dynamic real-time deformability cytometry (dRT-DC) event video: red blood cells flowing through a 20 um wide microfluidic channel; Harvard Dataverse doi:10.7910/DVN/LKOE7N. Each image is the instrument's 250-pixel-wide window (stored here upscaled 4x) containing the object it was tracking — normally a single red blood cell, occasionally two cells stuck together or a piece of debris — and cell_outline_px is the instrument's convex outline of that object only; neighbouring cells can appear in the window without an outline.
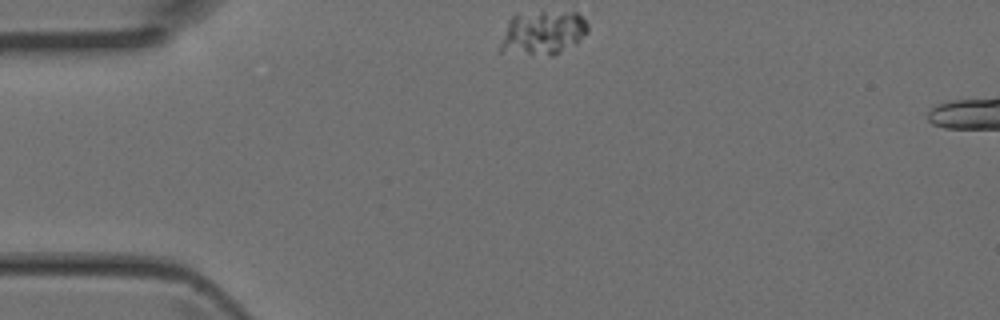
{"species": "Egyptian fruit bat (a non-hibernating species)", "species_latin": "Rousettus aegyptiacus", "temperature_condition": "room temperature", "stored_images_in_passage": 3, "camera_frame_rate_fps": 3000, "um_per_image_px": 0.085, "animal": {"sex": "female"}, "frame": {"image": 1, "passage_image": 1, "time_ms": 0.0, "image_size_px": [1000, 320], "cell_outline_px": [[588, 28], [580, 40], [576, 44], [552, 56], [548, 56], [500, 52], [500, 44], [508, 20], [516, 12], [576, 12], [588, 24]], "centroid_in_image_um": [46.1, 2.79], "position_along_channel_um": 38.9, "area_um2": 22.66}}